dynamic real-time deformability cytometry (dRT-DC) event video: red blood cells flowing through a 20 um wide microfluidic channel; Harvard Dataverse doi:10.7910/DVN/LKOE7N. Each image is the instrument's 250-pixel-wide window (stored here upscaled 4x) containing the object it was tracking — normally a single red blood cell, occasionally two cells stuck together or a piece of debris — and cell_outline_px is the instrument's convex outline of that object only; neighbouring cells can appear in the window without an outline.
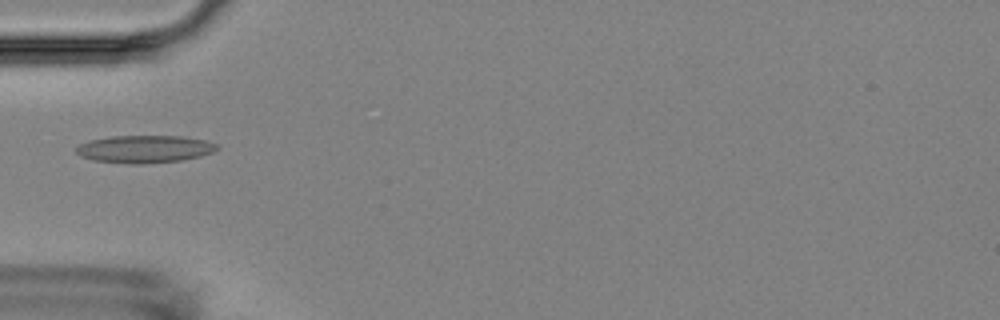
{"species": "Egyptian fruit bat (a non-hibernating species)", "species_latin": "Rousettus aegyptiacus", "temperature_condition": "room temperature", "stored_images_in_passage": 5, "camera_frame_rate_fps": 3000, "um_per_image_px": 0.085, "animal": {"sex": "female"}, "frame": {"image": 1, "passage_image": 3, "time_ms": 2.333, "image_size_px": [1000, 320], "cell_outline_px": [[220, 148], [212, 152], [200, 156], [180, 160], [144, 164], [128, 164], [92, 160], [80, 156], [76, 152], [76, 148], [80, 144], [88, 140], [112, 136], [180, 136], [204, 140], [216, 144]], "centroid_in_image_um": [12.25, 12.67], "position_along_channel_um": 72.7, "area_um2": 22.6}}
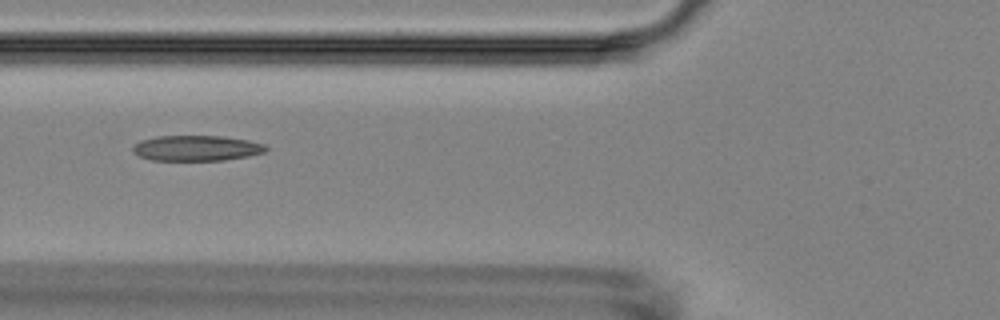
{"frame": {"image": 2, "passage_image": 4, "time_ms": 3.333, "image_size_px": [1000, 320], "cell_outline_px": [[268, 148], [264, 152], [248, 156], [224, 160], [152, 160], [140, 156], [132, 152], [132, 148], [140, 140], [156, 136], [220, 136], [248, 140], [264, 144]], "centroid_in_image_um": [16.69, 12.59], "position_along_channel_um": 109.1, "area_um2": 19.65}}
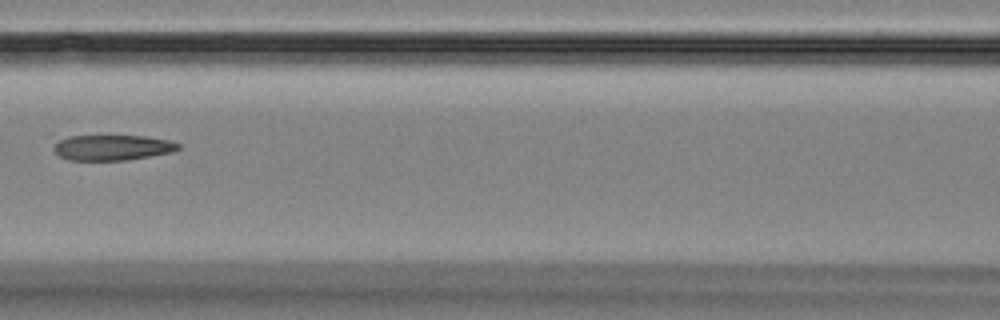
{"frame": {"image": 3, "passage_image": 5, "time_ms": 4.667, "image_size_px": [1000, 320], "cell_outline_px": [[180, 148], [172, 152], [128, 160], [68, 160], [60, 156], [52, 148], [60, 140], [68, 136], [144, 136], [168, 140], [180, 144]], "centroid_in_image_um": [9.56, 12.54], "position_along_channel_um": 157.0, "area_um2": 18.32}}